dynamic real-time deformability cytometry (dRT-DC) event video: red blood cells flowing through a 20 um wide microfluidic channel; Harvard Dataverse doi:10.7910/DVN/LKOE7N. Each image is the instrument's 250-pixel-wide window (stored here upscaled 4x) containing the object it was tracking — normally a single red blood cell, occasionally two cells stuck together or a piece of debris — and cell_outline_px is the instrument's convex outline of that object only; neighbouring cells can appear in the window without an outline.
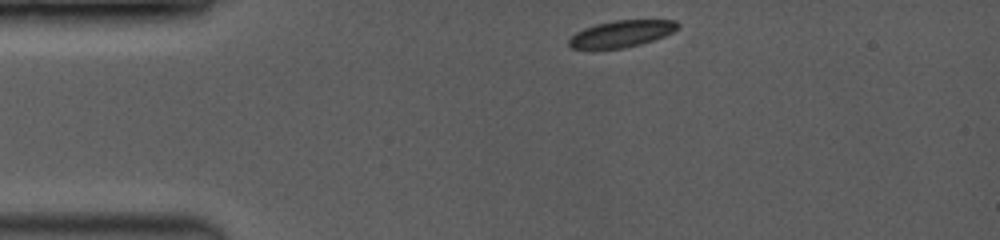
{"species": "common noctule bat (a hibernating species)", "species_latin": "Nyctalus noctula", "temperature_condition": "room temperature", "stored_images_in_passage": 5, "camera_frame_rate_fps": 3500, "um_per_image_px": 0.085, "animal": {"sex": "female", "body_mass_g": 19.0, "forearm_length_mm": 53.3}, "frame": {"image": 1, "passage_image": 1, "time_ms": 0.0, "image_size_px": [1000, 240], "cell_outline_px": [[680, 24], [672, 32], [664, 36], [640, 44], [624, 48], [592, 52], [572, 48], [568, 44], [568, 40], [576, 32], [584, 28], [596, 24], [616, 20], [676, 20]], "centroid_in_image_um": [52.73, 2.91], "position_along_channel_um": 32.3, "area_um2": 17.4}}